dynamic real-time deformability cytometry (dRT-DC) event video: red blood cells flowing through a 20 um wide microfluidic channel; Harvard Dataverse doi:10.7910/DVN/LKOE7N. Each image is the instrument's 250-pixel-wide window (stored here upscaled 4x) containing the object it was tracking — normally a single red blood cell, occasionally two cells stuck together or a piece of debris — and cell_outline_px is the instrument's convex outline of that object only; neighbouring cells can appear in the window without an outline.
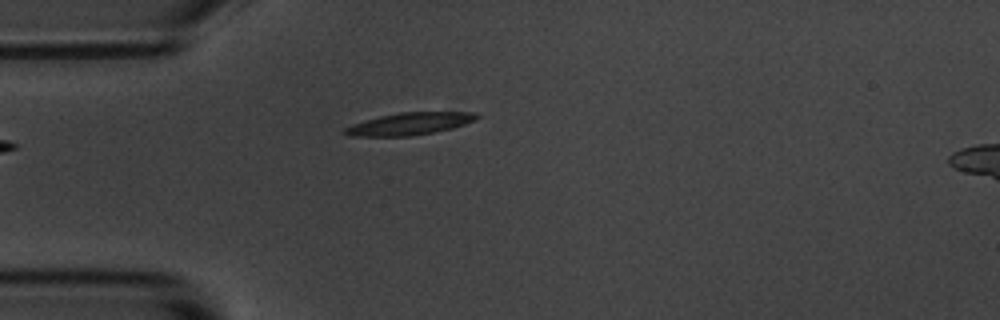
{"species": "common noctule bat (a hibernating species)", "species_latin": "Nyctalus noctula", "temperature_condition": "room temperature", "stored_images_in_passage": 5, "camera_frame_rate_fps": 3000, "um_per_image_px": 0.085, "animal": {"sex": "male", "body_mass_g": 20.1, "forearm_length_mm": 53.5}, "frame": {"image": 1, "passage_image": 5, "time_ms": 4.667, "image_size_px": [1000, 320], "cell_outline_px": [[480, 116], [476, 120], [452, 128], [412, 136], [348, 136], [340, 132], [344, 128], [352, 124], [380, 116], [400, 112], [476, 112]], "centroid_in_image_um": [34.79, 10.52], "position_along_channel_um": 50.2, "area_um2": 17.11}}